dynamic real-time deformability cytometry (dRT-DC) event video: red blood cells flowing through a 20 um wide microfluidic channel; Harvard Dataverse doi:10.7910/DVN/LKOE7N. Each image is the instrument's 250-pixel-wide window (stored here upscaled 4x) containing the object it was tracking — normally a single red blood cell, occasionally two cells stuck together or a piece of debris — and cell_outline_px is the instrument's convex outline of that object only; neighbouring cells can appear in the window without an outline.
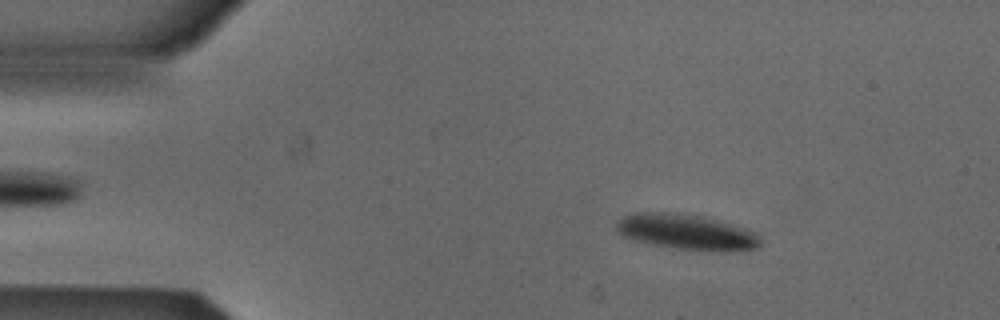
{"species": "Egyptian fruit bat (a non-hibernating species)", "species_latin": "Rousettus aegyptiacus", "temperature_condition": "cold", "stored_images_in_passage": 53, "camera_frame_rate_fps": 3000, "um_per_image_px": 0.085, "animal": {"sex": "male"}, "frame": {"image": 1, "passage_image": 8, "time_ms": 2.333, "image_size_px": [1000, 320], "cell_outline_px": [[760, 244], [756, 248], [676, 248], [636, 240], [624, 236], [616, 232], [616, 224], [624, 216], [636, 212], [676, 212], [696, 216], [748, 228], [756, 232], [760, 236]], "centroid_in_image_um": [58.27, 19.66], "position_along_channel_um": 26.7, "area_um2": 28.21}}
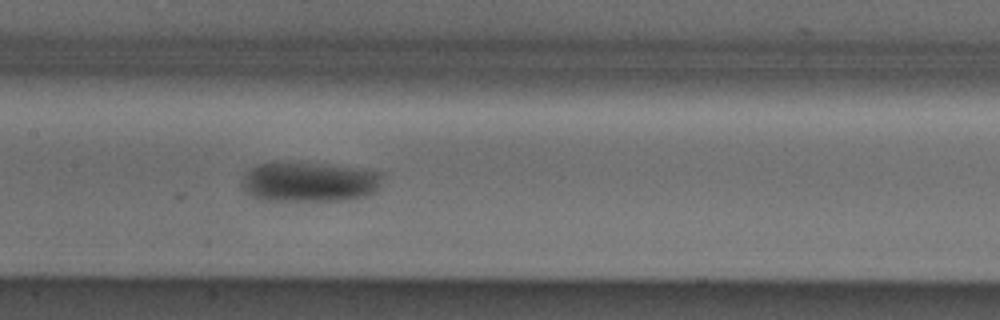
{"frame": {"image": 2, "passage_image": 25, "time_ms": 8.0, "image_size_px": [1000, 320], "cell_outline_px": [[380, 188], [376, 192], [364, 196], [348, 200], [264, 200], [252, 196], [244, 188], [244, 176], [252, 168], [260, 164], [324, 164], [380, 172]], "centroid_in_image_um": [26.35, 15.49], "position_along_channel_um": 181.1, "area_um2": 31.5}}
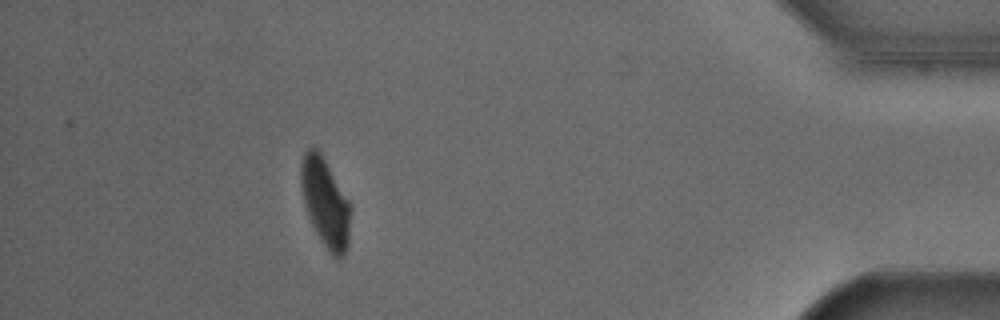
{"frame": {"image": 3, "passage_image": 47, "time_ms": 15.333, "image_size_px": [1000, 320], "cell_outline_px": [[352, 212], [348, 244], [344, 256], [332, 256], [328, 252], [320, 240], [308, 216], [304, 204], [300, 184], [300, 164], [304, 152], [308, 148], [316, 148], [320, 152], [352, 204]], "centroid_in_image_um": [27.67, 17.23], "position_along_channel_um": 407.5, "area_um2": 26.07}}